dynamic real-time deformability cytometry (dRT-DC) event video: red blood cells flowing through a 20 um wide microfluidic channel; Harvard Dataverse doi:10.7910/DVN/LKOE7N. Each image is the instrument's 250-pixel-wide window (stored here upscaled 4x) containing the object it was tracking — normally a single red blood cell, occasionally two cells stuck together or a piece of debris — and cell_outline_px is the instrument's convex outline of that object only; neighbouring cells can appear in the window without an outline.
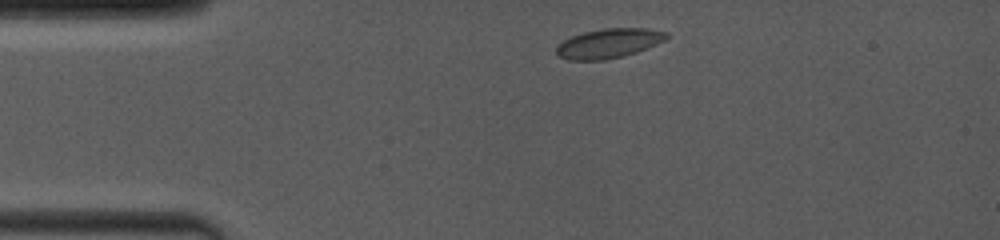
{"species": "common noctule bat (a hibernating species)", "species_latin": "Nyctalus noctula", "temperature_condition": "room temperature", "stored_images_in_passage": 10, "camera_frame_rate_fps": 4000, "um_per_image_px": 0.085, "animal": {"sex": "female", "body_mass_g": 19.0, "forearm_length_mm": 53.3}, "frame": {"image": 1, "passage_image": 1, "time_ms": 0.0, "image_size_px": [1000, 240], "cell_outline_px": [[668, 36], [664, 40], [656, 44], [636, 52], [624, 56], [604, 60], [568, 60], [556, 56], [556, 48], [564, 40], [572, 36], [584, 32], [604, 28], [648, 28], [668, 32]], "centroid_in_image_um": [51.73, 3.69], "position_along_channel_um": 33.3, "area_um2": 18.9}}
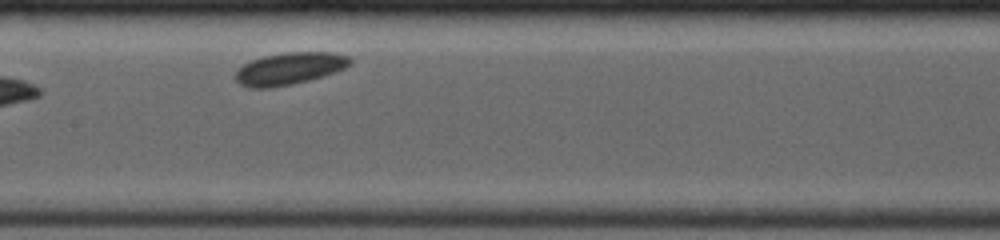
{"frame": {"image": 2, "passage_image": 9, "time_ms": 5.5, "image_size_px": [1000, 240], "cell_outline_px": [[352, 64], [336, 72], [324, 76], [292, 84], [272, 88], [248, 88], [240, 84], [232, 76], [236, 68], [252, 60], [264, 56], [284, 52], [332, 52], [348, 56], [352, 60]], "centroid_in_image_um": [24.57, 5.83], "position_along_channel_um": 182.8, "area_um2": 21.79}}
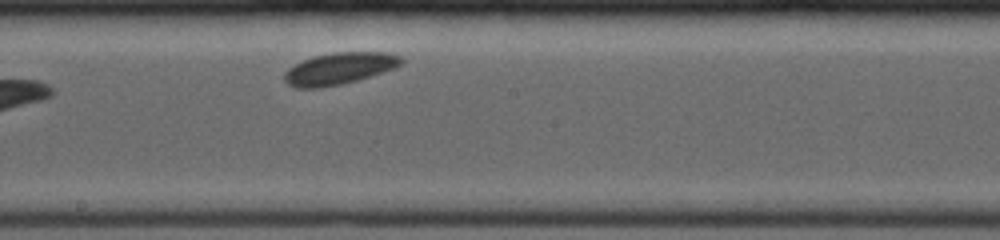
{"frame": {"image": 3, "passage_image": 10, "time_ms": 6.5, "image_size_px": [1000, 240], "cell_outline_px": [[404, 60], [396, 68], [356, 80], [340, 84], [320, 88], [296, 88], [288, 84], [284, 80], [284, 72], [288, 68], [304, 60], [316, 56], [336, 52], [388, 52], [400, 56]], "centroid_in_image_um": [28.84, 5.82], "position_along_channel_um": 219.4, "area_um2": 21.44}}